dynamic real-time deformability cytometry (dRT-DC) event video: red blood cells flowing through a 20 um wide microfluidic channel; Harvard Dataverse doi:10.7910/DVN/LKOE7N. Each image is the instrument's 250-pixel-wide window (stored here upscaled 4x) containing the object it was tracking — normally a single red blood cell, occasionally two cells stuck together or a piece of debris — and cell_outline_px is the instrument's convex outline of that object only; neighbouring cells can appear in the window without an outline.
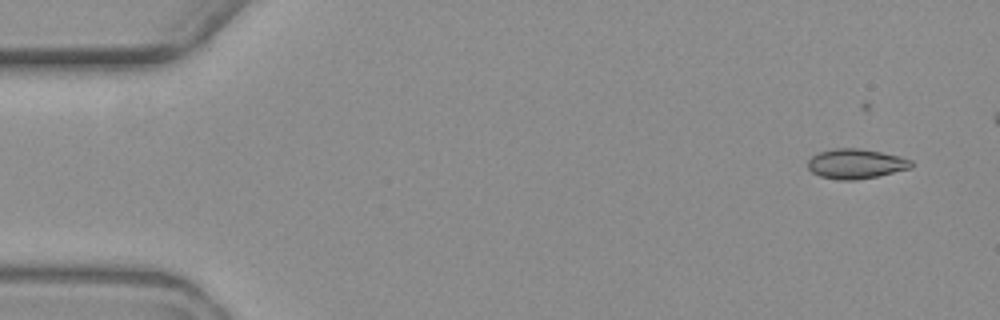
{"species": "common noctule bat (a hibernating species)", "species_latin": "Nyctalus noctula", "temperature_condition": "warm", "stored_images_in_passage": 6, "camera_frame_rate_fps": 3000, "um_per_image_px": 0.085, "animal": {"sex": "female", "body_mass_g": 19.3, "forearm_length_mm": 54.1}, "frame": {"image": 1, "passage_image": 1, "time_ms": 0.0, "image_size_px": [1000, 320], "cell_outline_px": [[912, 168], [876, 176], [852, 180], [840, 180], [820, 176], [812, 172], [808, 168], [808, 160], [812, 156], [820, 152], [832, 148], [860, 148], [900, 156], [912, 160]], "centroid_in_image_um": [72.74, 13.91], "position_along_channel_um": 12.3, "area_um2": 17.86}}